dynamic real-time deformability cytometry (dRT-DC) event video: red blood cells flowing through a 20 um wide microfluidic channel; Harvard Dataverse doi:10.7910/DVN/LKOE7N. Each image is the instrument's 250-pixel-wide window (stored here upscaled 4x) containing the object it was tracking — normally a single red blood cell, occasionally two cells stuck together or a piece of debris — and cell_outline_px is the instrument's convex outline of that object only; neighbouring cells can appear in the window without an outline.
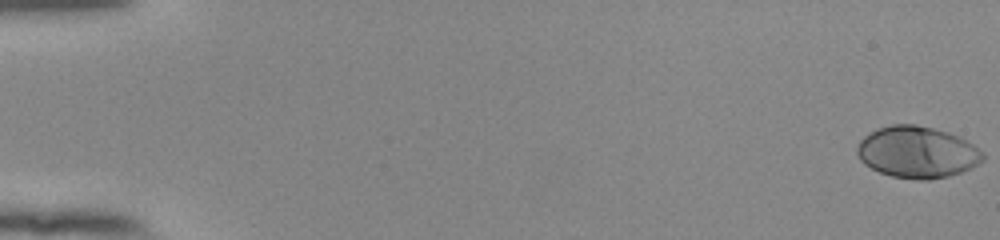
{"species": "human", "species_latin": "Homo sapiens", "temperature_condition": "room temperature", "stored_images_in_passage": 55, "camera_frame_rate_fps": 3000, "um_per_image_px": 0.085, "donor": {"sex": "female"}, "frame": {"image": 1, "passage_image": 1, "time_ms": 0.0, "image_size_px": [1000, 240], "cell_outline_px": [[984, 160], [972, 168], [948, 176], [928, 180], [920, 180], [892, 176], [880, 172], [864, 164], [860, 160], [856, 152], [856, 148], [860, 140], [868, 132], [876, 128], [892, 124], [916, 124], [948, 132], [960, 136], [984, 152]], "centroid_in_image_um": [77.95, 12.92], "position_along_channel_um": 7.0, "area_um2": 38.09}}
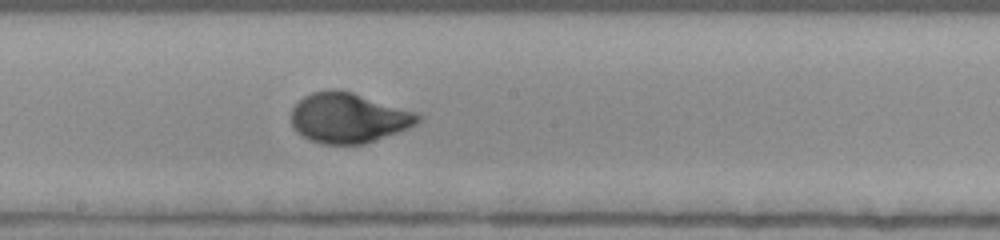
{"frame": {"image": 2, "passage_image": 32, "time_ms": 10.333, "image_size_px": [1000, 240], "cell_outline_px": [[424, 116], [416, 124], [408, 128], [364, 144], [324, 144], [308, 140], [296, 132], [292, 124], [292, 108], [304, 96], [312, 92], [332, 88], [336, 88], [352, 92], [416, 112]], "centroid_in_image_um": [29.61, 10.01], "position_along_channel_um": 218.6, "area_um2": 36.99}}
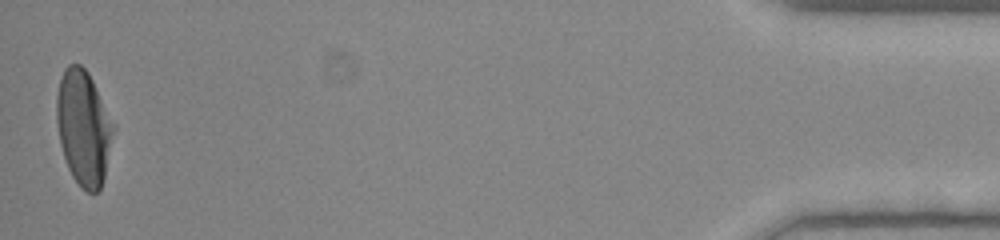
{"frame": {"image": 3, "passage_image": 55, "time_ms": 18.0, "image_size_px": [1000, 240], "cell_outline_px": [[116, 128], [104, 180], [100, 188], [96, 192], [88, 192], [80, 188], [72, 176], [68, 168], [60, 144], [56, 120], [56, 96], [60, 80], [64, 68], [68, 64], [80, 64], [88, 72], [116, 124]], "centroid_in_image_um": [7.13, 10.86], "position_along_channel_um": 428.1, "area_um2": 38.67}, "authors_computed_cell_mechanics": {"area_um2": 36.3562, "velocity_mm_per_s": 3.8256, "shape_relaxation_time_tau1_ms": 3.1396, "shape_relaxation_time_tau2_ms": null, "deformation_change_tau1": 0.1984, "deformation_change_tau2": null}}